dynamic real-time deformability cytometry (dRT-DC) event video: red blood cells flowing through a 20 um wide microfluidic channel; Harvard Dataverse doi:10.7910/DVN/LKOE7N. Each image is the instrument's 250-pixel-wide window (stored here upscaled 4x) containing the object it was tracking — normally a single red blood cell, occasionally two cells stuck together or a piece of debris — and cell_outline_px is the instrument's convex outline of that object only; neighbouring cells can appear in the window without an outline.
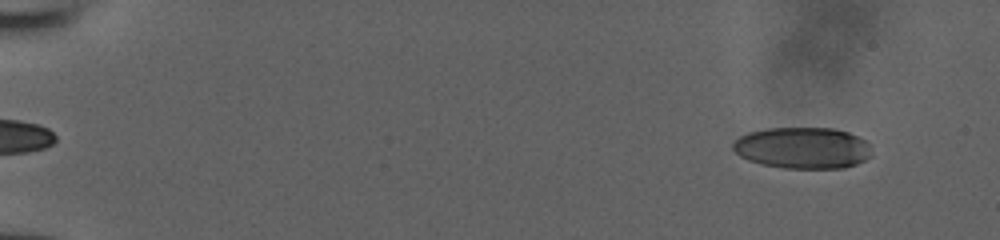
{"species": "human", "species_latin": "Homo sapiens", "temperature_condition": "room temperature", "stored_images_in_passage": 51, "camera_frame_rate_fps": 3000, "um_per_image_px": 0.085, "donor": {"sex": "male"}, "frame": {"image": 1, "passage_image": 4, "time_ms": 1.0, "image_size_px": [1000, 240], "cell_outline_px": [[872, 156], [856, 164], [844, 168], [784, 168], [760, 164], [748, 160], [740, 156], [732, 148], [732, 144], [740, 136], [748, 132], [768, 128], [832, 128], [848, 132], [868, 140]], "centroid_in_image_um": [68.24, 12.57], "position_along_channel_um": 16.8, "area_um2": 33.7}}
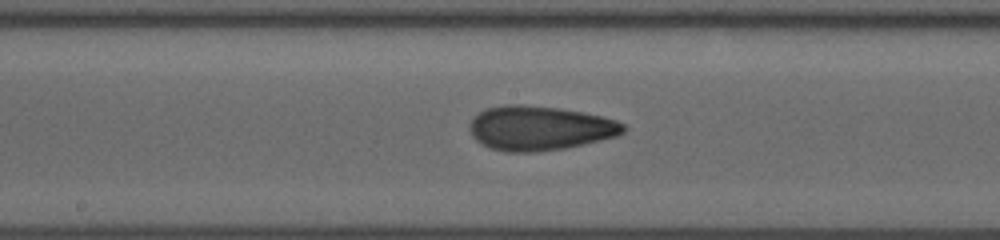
{"frame": {"image": 2, "passage_image": 29, "time_ms": 9.333, "image_size_px": [1000, 240], "cell_outline_px": [[628, 128], [624, 132], [616, 136], [600, 140], [564, 148], [532, 152], [504, 152], [480, 144], [472, 136], [468, 128], [468, 124], [480, 112], [488, 108], [504, 104], [520, 104], [560, 108], [584, 112], [604, 116], [616, 120], [624, 124]], "centroid_in_image_um": [45.87, 10.88], "position_along_channel_um": 202.3, "area_um2": 39.94}}
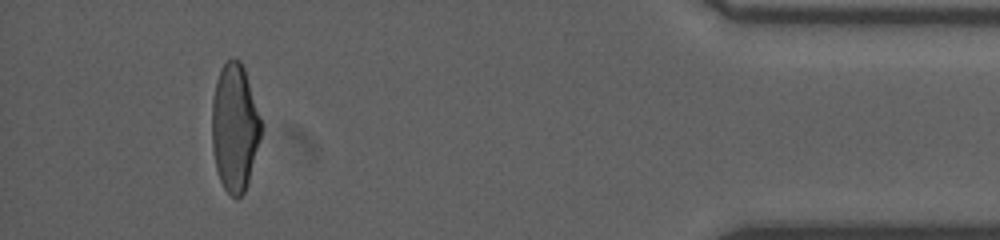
{"frame": {"image": 3, "passage_image": 48, "time_ms": 15.667, "image_size_px": [1000, 240], "cell_outline_px": [[264, 128], [248, 180], [244, 192], [236, 200], [224, 188], [220, 180], [216, 168], [212, 148], [212, 100], [216, 80], [220, 68], [232, 56], [240, 60], [244, 68], [264, 124]], "centroid_in_image_um": [19.96, 10.8], "position_along_channel_um": 415.2, "area_um2": 37.05}}